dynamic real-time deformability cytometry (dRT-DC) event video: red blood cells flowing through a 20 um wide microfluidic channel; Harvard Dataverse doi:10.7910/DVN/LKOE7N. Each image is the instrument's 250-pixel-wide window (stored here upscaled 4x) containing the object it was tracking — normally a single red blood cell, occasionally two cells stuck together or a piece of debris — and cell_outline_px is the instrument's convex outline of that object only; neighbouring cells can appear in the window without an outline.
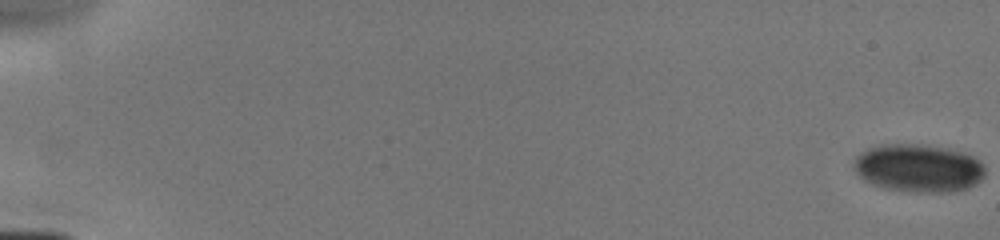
{"species": "human", "species_latin": "Homo sapiens", "temperature_condition": "cold", "stored_images_in_passage": 6, "camera_frame_rate_fps": 3000, "um_per_image_px": 0.085, "donor": {"sex": "male"}, "frame": {"image": 1, "passage_image": 1, "time_ms": 0.0, "image_size_px": [1000, 240], "cell_outline_px": [[984, 176], [976, 184], [968, 188], [952, 192], [920, 192], [884, 188], [872, 184], [864, 180], [856, 172], [856, 156], [860, 152], [868, 148], [880, 144], [916, 144], [944, 148], [964, 152], [980, 160], [984, 164]], "centroid_in_image_um": [78.09, 14.29], "position_along_channel_um": 6.9, "area_um2": 36.59}}
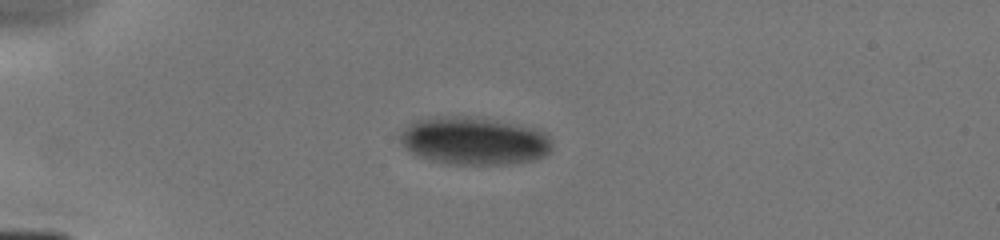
{"frame": {"image": 2, "passage_image": 5, "time_ms": 4.667, "image_size_px": [1000, 240], "cell_outline_px": [[552, 148], [544, 156], [536, 160], [512, 164], [444, 164], [416, 156], [404, 148], [400, 144], [400, 136], [404, 128], [416, 120], [432, 116], [464, 116], [488, 120], [532, 128], [544, 132], [552, 140]], "centroid_in_image_um": [40.25, 12.0], "position_along_channel_um": 44.8, "area_um2": 42.31}}